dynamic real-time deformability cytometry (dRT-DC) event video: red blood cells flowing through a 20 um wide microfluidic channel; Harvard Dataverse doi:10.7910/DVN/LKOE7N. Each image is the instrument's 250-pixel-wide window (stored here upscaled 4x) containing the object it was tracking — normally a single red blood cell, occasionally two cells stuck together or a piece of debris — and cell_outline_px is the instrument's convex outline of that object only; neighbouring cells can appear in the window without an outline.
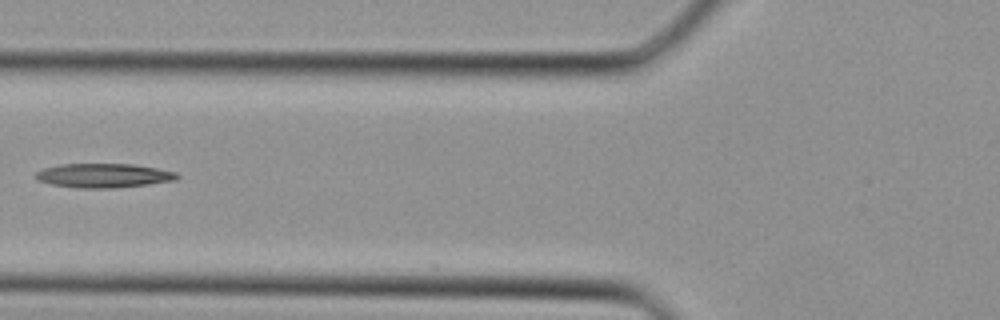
{"species": "Egyptian fruit bat (a non-hibernating species)", "species_latin": "Rousettus aegyptiacus", "temperature_condition": "cold", "stored_images_in_passage": 31, "camera_frame_rate_fps": 3000, "um_per_image_px": 0.085, "animal": {"sex": "female"}, "frame": {"image": 1, "passage_image": 8, "time_ms": 2.333, "image_size_px": [1000, 320], "cell_outline_px": [[180, 176], [176, 180], [148, 184], [112, 188], [80, 188], [52, 184], [36, 180], [36, 172], [44, 168], [60, 164], [132, 164], [156, 168], [176, 172]], "centroid_in_image_um": [8.81, 14.92], "position_along_channel_um": 117.0, "area_um2": 19.77}}
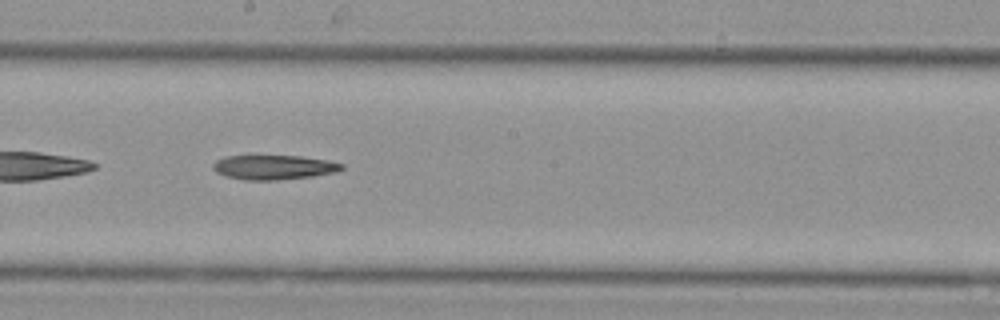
{"frame": {"image": 2, "passage_image": 14, "time_ms": 4.333, "image_size_px": [1000, 320], "cell_outline_px": [[344, 168], [336, 172], [312, 176], [276, 180], [244, 180], [228, 176], [216, 172], [212, 168], [212, 164], [216, 160], [224, 156], [300, 156], [328, 160], [344, 164]], "centroid_in_image_um": [23.27, 14.21], "position_along_channel_um": 224.9, "area_um2": 18.32}}
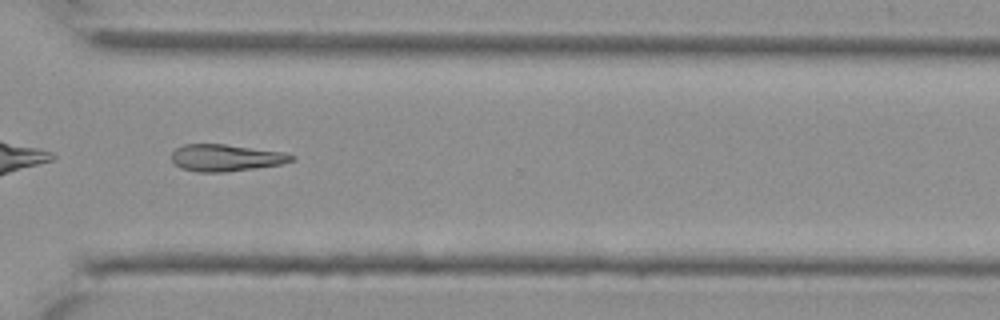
{"frame": {"image": 3, "passage_image": 21, "time_ms": 6.667, "image_size_px": [1000, 320], "cell_outline_px": [[296, 160], [280, 164], [256, 168], [224, 172], [196, 172], [180, 168], [172, 160], [172, 152], [176, 148], [184, 144], [224, 144], [284, 152], [296, 156]], "centroid_in_image_um": [19.21, 13.41], "position_along_channel_um": 351.4, "area_um2": 18.84}}